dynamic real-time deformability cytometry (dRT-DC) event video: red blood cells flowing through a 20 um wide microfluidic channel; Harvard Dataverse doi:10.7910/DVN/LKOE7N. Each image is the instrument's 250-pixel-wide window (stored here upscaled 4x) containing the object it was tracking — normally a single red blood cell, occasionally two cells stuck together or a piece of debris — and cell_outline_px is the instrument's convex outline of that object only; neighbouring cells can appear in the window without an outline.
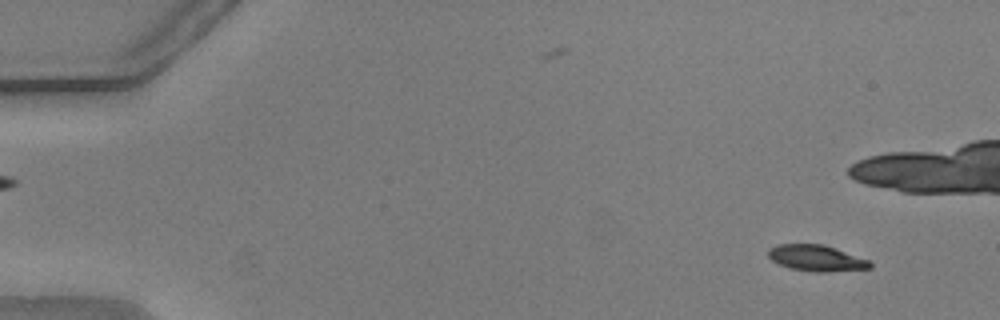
{"species": "common noctule bat (a hibernating species)", "species_latin": "Nyctalus noctula", "temperature_condition": "warm", "stored_images_in_passage": 55, "camera_frame_rate_fps": 3000, "um_per_image_px": 0.085, "animal": {"sex": "male", "body_mass_g": 20.5, "forearm_length_mm": 52.5}, "frame": {"image": 1, "passage_image": 4, "time_ms": 1.0, "image_size_px": [1000, 320], "cell_outline_px": [[872, 268], [824, 272], [812, 272], [788, 268], [772, 260], [768, 256], [768, 248], [776, 244], [824, 244], [868, 260], [872, 264]], "centroid_in_image_um": [69.35, 21.94], "position_along_channel_um": 15.6, "area_um2": 15.49}}
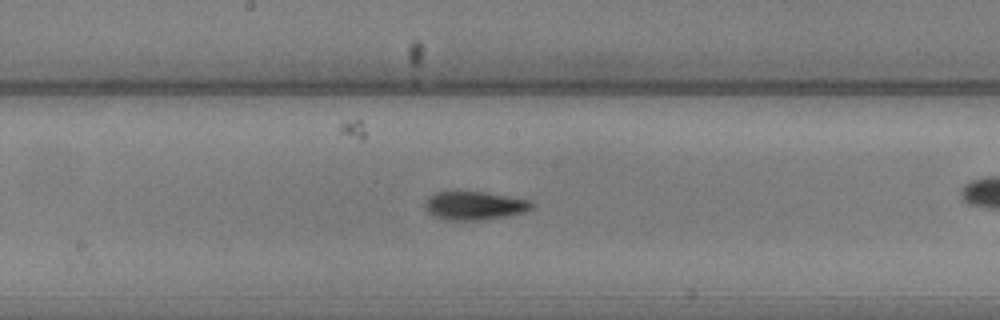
{"frame": {"image": 2, "passage_image": 29, "time_ms": 9.333, "image_size_px": [1000, 320], "cell_outline_px": [[532, 208], [524, 212], [504, 216], [476, 220], [448, 220], [436, 216], [428, 212], [424, 204], [428, 196], [436, 192], [484, 192], [532, 200]], "centroid_in_image_um": [40.33, 17.47], "position_along_channel_um": 207.9, "area_um2": 17.4}}
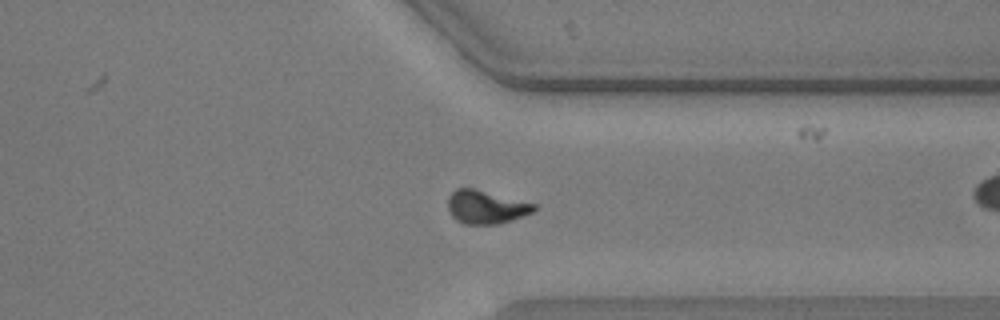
{"frame": {"image": 3, "passage_image": 42, "time_ms": 13.667, "image_size_px": [1000, 320], "cell_outline_px": [[536, 208], [532, 212], [496, 224], [464, 224], [456, 220], [452, 216], [448, 208], [448, 196], [456, 188], [476, 188], [536, 204]], "centroid_in_image_um": [41.26, 17.57], "position_along_channel_um": 370.1, "area_um2": 16.59}, "authors_computed_cell_mechanics": {"area_um2": 16.762, "velocity_mm_per_s": 3.763, "shape_relaxation_time_tau1_ms": 3.7369, "shape_relaxation_time_tau2_ms": 3.7948, "deformation_change_tau1": 0.1631, "deformation_change_tau2": 0.0732}}